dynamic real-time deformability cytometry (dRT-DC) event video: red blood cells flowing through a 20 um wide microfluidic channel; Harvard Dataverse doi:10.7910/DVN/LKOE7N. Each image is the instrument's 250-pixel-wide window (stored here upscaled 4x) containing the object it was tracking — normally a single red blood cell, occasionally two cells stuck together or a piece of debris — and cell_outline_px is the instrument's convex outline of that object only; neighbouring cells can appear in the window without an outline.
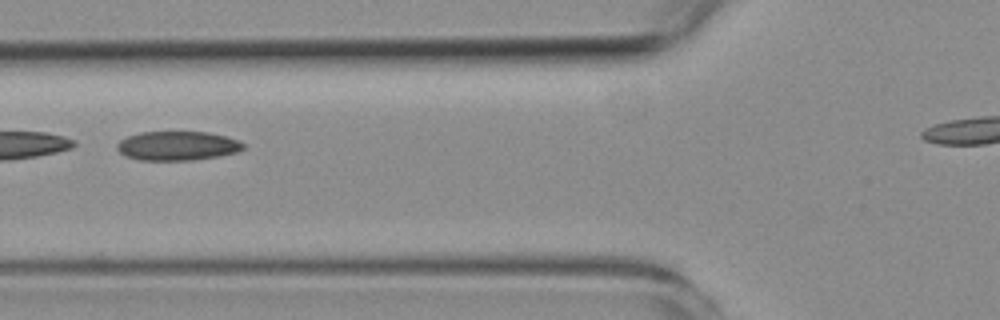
{"species": "common noctule bat (a hibernating species)", "species_latin": "Nyctalus noctula", "temperature_condition": "room temperature", "stored_images_in_passage": 26, "camera_frame_rate_fps": 3000, "um_per_image_px": 0.085, "animal": {"sex": "female", "body_mass_g": 19.3, "forearm_length_mm": 54.1}, "frame": {"image": 1, "passage_image": 4, "time_ms": 1.0, "image_size_px": [1000, 320], "cell_outline_px": [[244, 148], [236, 152], [216, 156], [192, 160], [140, 160], [128, 156], [120, 152], [116, 148], [116, 144], [120, 140], [128, 136], [140, 132], [208, 132], [240, 140], [244, 144]], "centroid_in_image_um": [15.07, 12.39], "position_along_channel_um": 110.7, "area_um2": 21.27}}
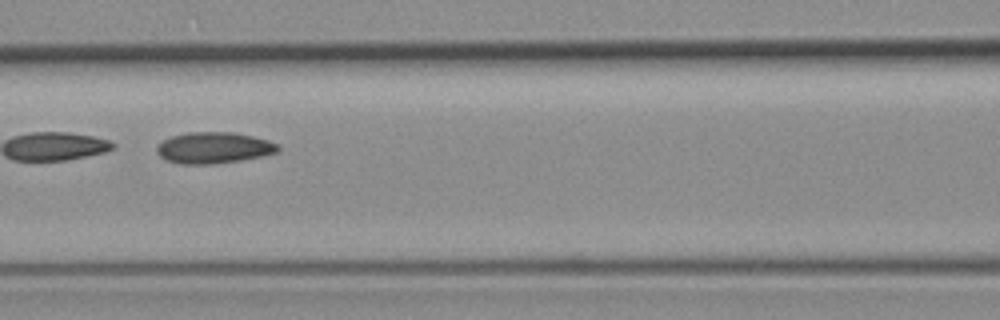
{"frame": {"image": 2, "passage_image": 7, "time_ms": 2.0, "image_size_px": [1000, 320], "cell_outline_px": [[280, 152], [240, 160], [216, 164], [180, 164], [164, 160], [156, 152], [156, 148], [164, 140], [172, 136], [188, 132], [232, 132], [252, 136], [268, 140], [280, 144]], "centroid_in_image_um": [18.18, 12.57], "position_along_channel_um": 148.4, "area_um2": 22.2}}